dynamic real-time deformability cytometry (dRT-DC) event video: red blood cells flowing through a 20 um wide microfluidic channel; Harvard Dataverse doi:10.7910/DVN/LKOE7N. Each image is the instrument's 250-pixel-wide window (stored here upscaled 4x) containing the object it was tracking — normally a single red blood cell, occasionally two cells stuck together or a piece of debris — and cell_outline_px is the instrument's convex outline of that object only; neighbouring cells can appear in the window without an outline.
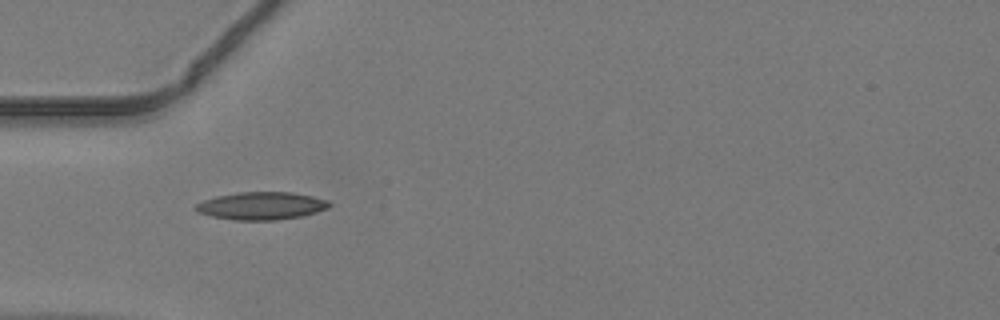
{"species": "common noctule bat (a hibernating species)", "species_latin": "Nyctalus noctula", "temperature_condition": "warm", "stored_images_in_passage": 28, "camera_frame_rate_fps": 3000, "um_per_image_px": 0.085, "animal": {"sex": "male", "body_mass_g": 19.2, "forearm_length_mm": 51.8}, "frame": {"image": 1, "passage_image": 1, "time_ms": 0.0, "image_size_px": [1000, 320], "cell_outline_px": [[332, 204], [328, 208], [316, 212], [300, 216], [276, 220], [232, 220], [212, 216], [196, 212], [196, 204], [204, 200], [216, 196], [240, 192], [292, 192], [312, 196], [328, 200]], "centroid_in_image_um": [22.23, 17.49], "position_along_channel_um": 62.8, "area_um2": 21.5}}
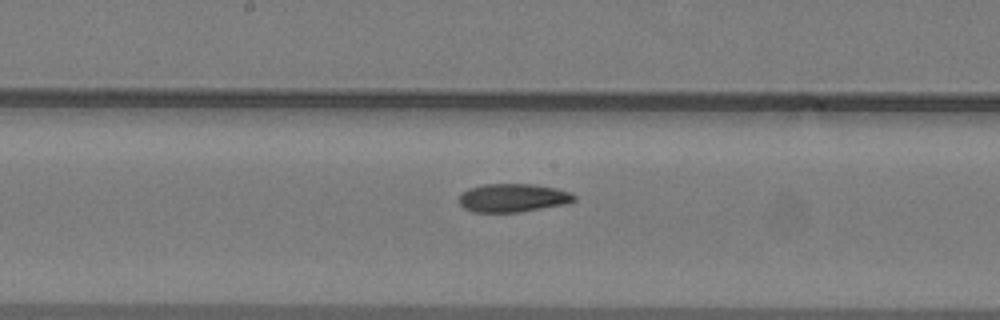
{"frame": {"image": 2, "passage_image": 11, "time_ms": 3.333, "image_size_px": [1000, 320], "cell_outline_px": [[576, 200], [568, 204], [520, 212], [472, 212], [464, 208], [460, 204], [460, 196], [468, 188], [484, 184], [536, 184], [556, 188], [568, 192], [576, 196]], "centroid_in_image_um": [43.63, 16.82], "position_along_channel_um": 204.6, "area_um2": 19.13}}
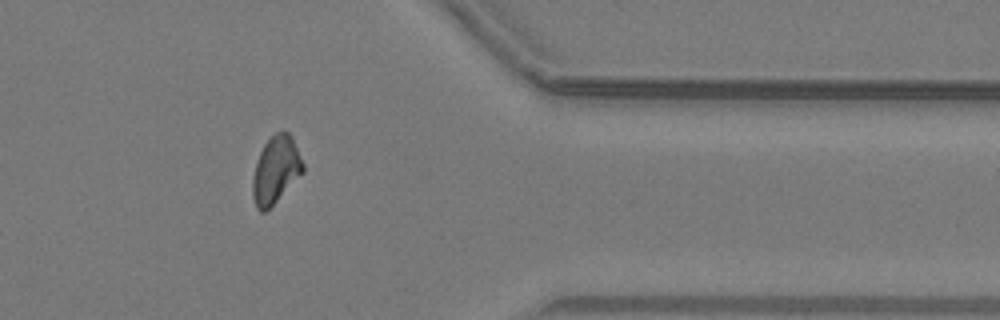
{"frame": {"image": 3, "passage_image": 25, "time_ms": 8.0, "image_size_px": [1000, 320], "cell_outline_px": [[304, 172], [264, 212], [260, 212], [256, 208], [252, 196], [252, 180], [256, 164], [260, 152], [264, 144], [276, 132], [288, 132], [292, 136], [304, 164]], "centroid_in_image_um": [23.44, 14.44], "position_along_channel_um": 388.0, "area_um2": 19.42}}